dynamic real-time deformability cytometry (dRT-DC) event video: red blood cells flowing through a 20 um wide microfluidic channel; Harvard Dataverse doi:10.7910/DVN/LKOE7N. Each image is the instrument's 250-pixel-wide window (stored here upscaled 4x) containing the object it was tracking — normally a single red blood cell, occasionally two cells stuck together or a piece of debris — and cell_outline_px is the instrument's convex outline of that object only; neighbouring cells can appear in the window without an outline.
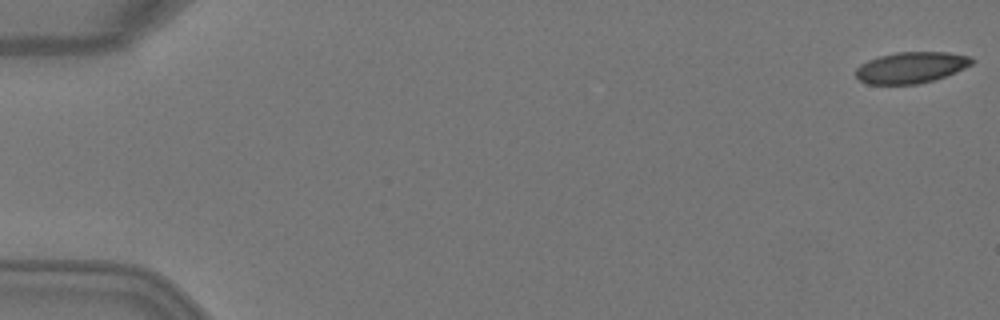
{"species": "Egyptian fruit bat (a non-hibernating species)", "species_latin": "Rousettus aegyptiacus", "temperature_condition": "warm", "stored_images_in_passage": 5, "camera_frame_rate_fps": 3000, "um_per_image_px": 0.085, "animal": {"sex": "female"}, "frame": {"image": 1, "passage_image": 1, "time_ms": 0.0, "image_size_px": [1000, 320], "cell_outline_px": [[976, 60], [972, 64], [956, 72], [920, 84], [868, 84], [860, 80], [856, 76], [856, 68], [860, 64], [868, 60], [880, 56], [896, 52], [948, 52], [972, 56]], "centroid_in_image_um": [77.47, 5.73], "position_along_channel_um": 7.5, "area_um2": 21.15}}
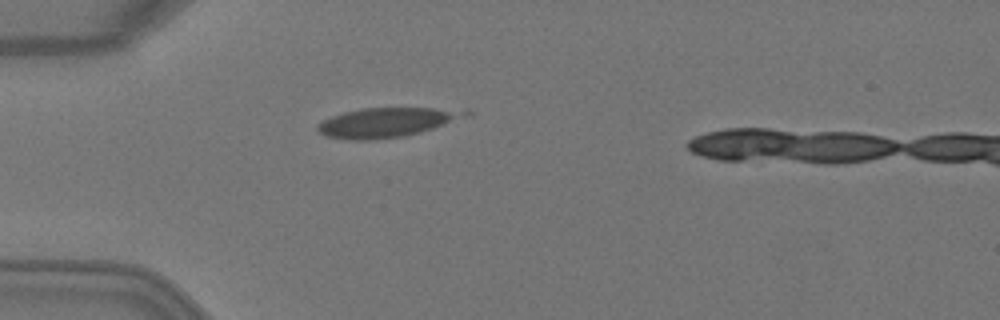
{"frame": {"image": 2, "passage_image": 5, "time_ms": 1.333, "image_size_px": [1000, 320], "cell_outline_px": [[472, 116], [420, 132], [404, 136], [368, 140], [348, 140], [328, 136], [320, 132], [316, 128], [324, 120], [332, 116], [344, 112], [364, 108], [468, 108], [472, 112]], "centroid_in_image_um": [33.02, 10.38], "position_along_channel_um": 52.0, "area_um2": 25.55}}